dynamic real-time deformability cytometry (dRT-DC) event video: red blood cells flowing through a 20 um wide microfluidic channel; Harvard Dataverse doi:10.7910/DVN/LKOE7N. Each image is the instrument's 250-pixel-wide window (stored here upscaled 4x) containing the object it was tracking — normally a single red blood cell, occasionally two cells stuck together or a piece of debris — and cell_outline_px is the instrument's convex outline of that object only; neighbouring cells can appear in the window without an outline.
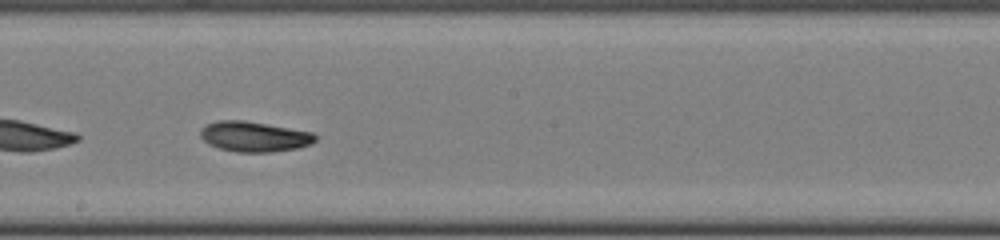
{"species": "common noctule bat (a hibernating species)", "species_latin": "Nyctalus noctula", "temperature_condition": "cold", "stored_images_in_passage": 41, "camera_frame_rate_fps": 3000, "um_per_image_px": 0.085, "animal": {"sex": "female", "body_mass_g": 22.0, "forearm_length_mm": 56.7}, "frame": {"image": 1, "passage_image": 20, "time_ms": 6.333, "image_size_px": [1000, 240], "cell_outline_px": [[316, 140], [312, 144], [296, 148], [272, 152], [236, 152], [220, 148], [208, 144], [200, 136], [200, 128], [216, 120], [244, 120], [312, 132], [316, 136]], "centroid_in_image_um": [21.59, 11.61], "position_along_channel_um": 226.6, "area_um2": 20.23}}
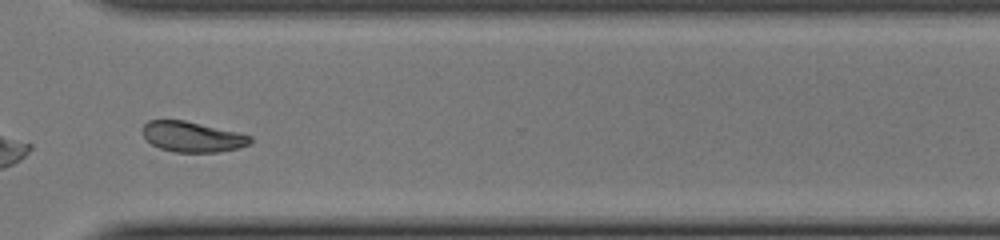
{"frame": {"image": 2, "passage_image": 29, "time_ms": 9.333, "image_size_px": [1000, 240], "cell_outline_px": [[252, 144], [220, 152], [172, 152], [160, 148], [152, 144], [144, 136], [144, 124], [148, 120], [184, 120], [236, 132], [252, 136]], "centroid_in_image_um": [16.37, 11.63], "position_along_channel_um": 354.2, "area_um2": 18.9}}
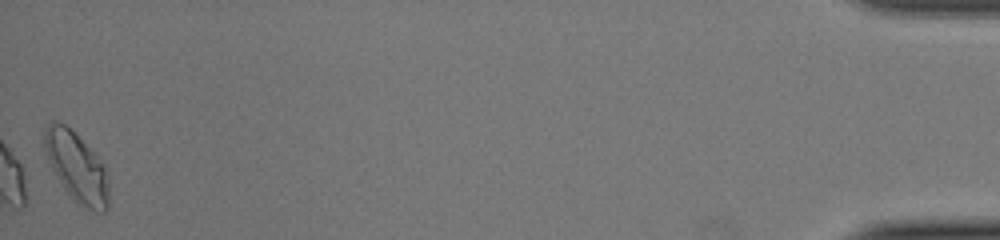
{"frame": {"image": 3, "passage_image": 41, "time_ms": 13.333, "image_size_px": [1000, 240], "cell_outline_px": [[108, 208], [104, 212], [92, 212], [76, 204], [72, 200], [64, 188], [52, 168], [48, 160], [44, 148], [44, 128], [52, 120], [64, 124], [104, 164], [108, 172]], "centroid_in_image_um": [6.53, 14.27], "position_along_channel_um": 428.7, "area_um2": 25.95}}